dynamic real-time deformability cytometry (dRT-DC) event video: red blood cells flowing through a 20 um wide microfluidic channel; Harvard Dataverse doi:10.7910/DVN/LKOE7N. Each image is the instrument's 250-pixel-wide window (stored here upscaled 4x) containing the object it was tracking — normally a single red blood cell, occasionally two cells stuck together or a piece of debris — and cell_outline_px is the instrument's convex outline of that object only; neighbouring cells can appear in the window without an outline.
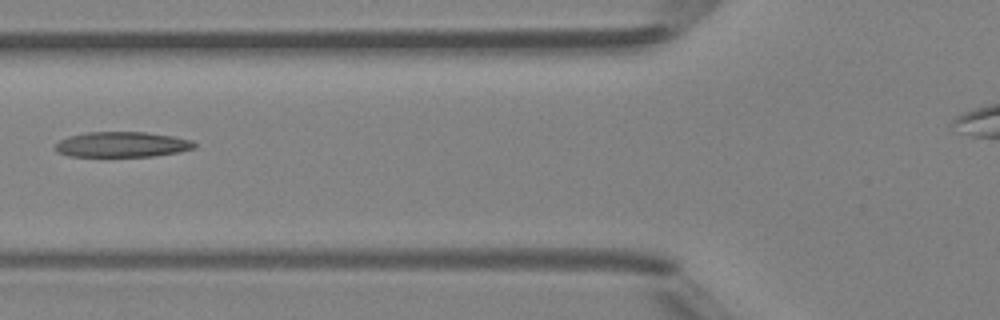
{"species": "Egyptian fruit bat (a non-hibernating species)", "species_latin": "Rousettus aegyptiacus", "temperature_condition": "room temperature", "stored_images_in_passage": 6, "camera_frame_rate_fps": 3000, "um_per_image_px": 0.085, "animal": {"sex": "female"}, "frame": {"image": 1, "passage_image": 4, "time_ms": 3.667, "image_size_px": [1000, 320], "cell_outline_px": [[196, 148], [180, 152], [152, 156], [68, 156], [56, 152], [52, 148], [60, 140], [68, 136], [88, 132], [144, 132], [172, 136], [192, 140], [196, 144]], "centroid_in_image_um": [10.35, 12.28], "position_along_channel_um": 115.4, "area_um2": 20.63}}
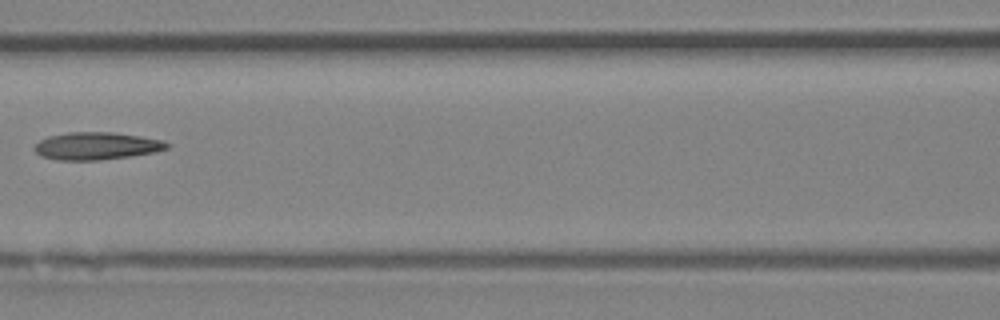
{"frame": {"image": 2, "passage_image": 5, "time_ms": 4.667, "image_size_px": [1000, 320], "cell_outline_px": [[168, 148], [156, 152], [100, 160], [56, 160], [40, 156], [32, 148], [40, 140], [48, 136], [68, 132], [112, 132], [140, 136], [164, 140], [168, 144]], "centroid_in_image_um": [8.17, 12.4], "position_along_channel_um": 158.4, "area_um2": 21.27}}